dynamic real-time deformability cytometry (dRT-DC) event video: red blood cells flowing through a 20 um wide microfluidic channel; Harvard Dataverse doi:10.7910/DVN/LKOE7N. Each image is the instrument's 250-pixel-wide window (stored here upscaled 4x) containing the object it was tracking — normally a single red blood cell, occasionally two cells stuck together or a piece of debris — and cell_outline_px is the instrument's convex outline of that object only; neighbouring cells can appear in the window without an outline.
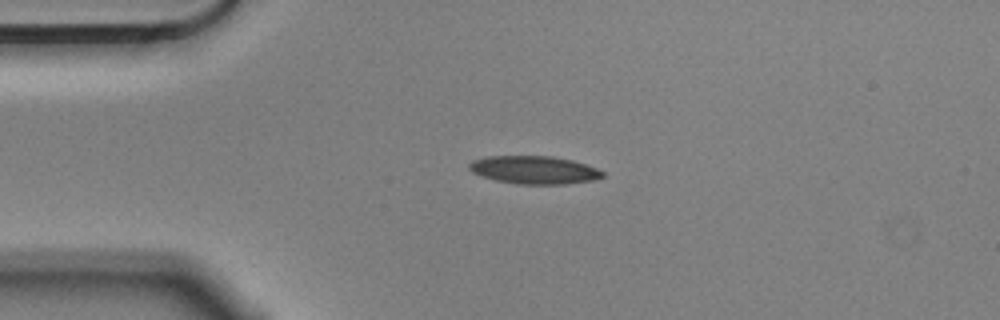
{"species": "Egyptian fruit bat (a non-hibernating species)", "species_latin": "Rousettus aegyptiacus", "temperature_condition": "cold", "stored_images_in_passage": 4, "camera_frame_rate_fps": 3000, "um_per_image_px": 0.085, "animal": {"sex": "male"}, "frame": {"image": 1, "passage_image": 2, "time_ms": 0.333, "image_size_px": [1000, 320], "cell_outline_px": [[604, 176], [592, 180], [564, 184], [516, 184], [496, 180], [472, 172], [468, 168], [468, 164], [472, 160], [488, 156], [552, 156], [572, 160], [596, 168], [604, 172]], "centroid_in_image_um": [45.38, 14.44], "position_along_channel_um": 39.6, "area_um2": 21.62}}
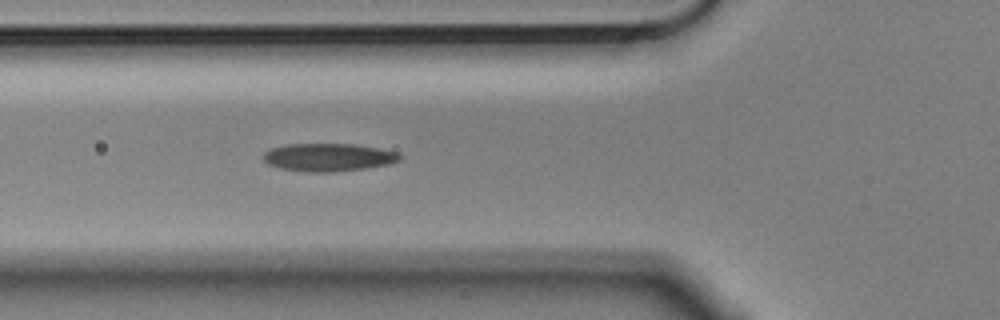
{"frame": {"image": 2, "passage_image": 4, "time_ms": 1.0, "image_size_px": [1000, 320], "cell_outline_px": [[404, 156], [400, 160], [388, 164], [368, 168], [332, 172], [308, 172], [280, 168], [268, 164], [264, 160], [264, 152], [272, 148], [284, 144], [352, 144], [376, 148], [396, 152]], "centroid_in_image_um": [27.91, 13.37], "position_along_channel_um": 97.9, "area_um2": 22.14}}